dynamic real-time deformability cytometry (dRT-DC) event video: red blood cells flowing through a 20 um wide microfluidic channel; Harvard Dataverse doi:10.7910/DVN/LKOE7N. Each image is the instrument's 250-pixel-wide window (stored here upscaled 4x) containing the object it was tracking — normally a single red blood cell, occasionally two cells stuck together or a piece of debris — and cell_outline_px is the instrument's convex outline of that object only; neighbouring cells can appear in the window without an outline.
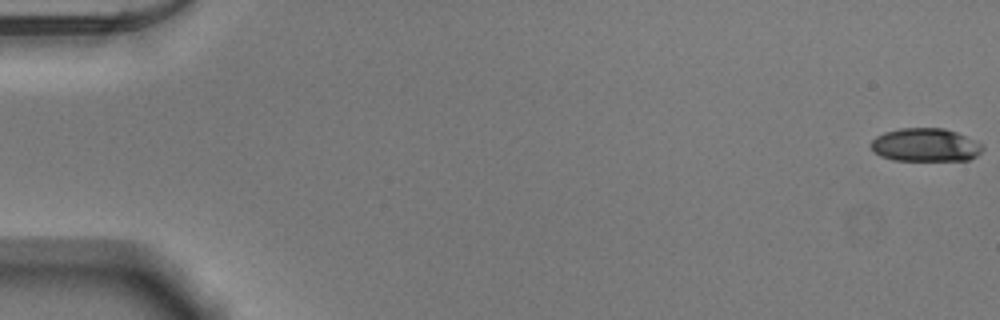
{"species": "Egyptian fruit bat (a non-hibernating species)", "species_latin": "Rousettus aegyptiacus", "temperature_condition": "warm", "stored_images_in_passage": 49, "camera_frame_rate_fps": 3000, "um_per_image_px": 0.085, "animal": {"sex": "male"}, "frame": {"image": 1, "passage_image": 1, "time_ms": 0.0, "image_size_px": [1000, 320], "cell_outline_px": [[984, 148], [976, 156], [968, 160], [892, 160], [880, 156], [872, 152], [868, 144], [876, 136], [884, 132], [900, 128], [944, 128], [956, 132], [976, 140], [984, 144]], "centroid_in_image_um": [78.63, 12.32], "position_along_channel_um": 6.4, "area_um2": 21.96}}
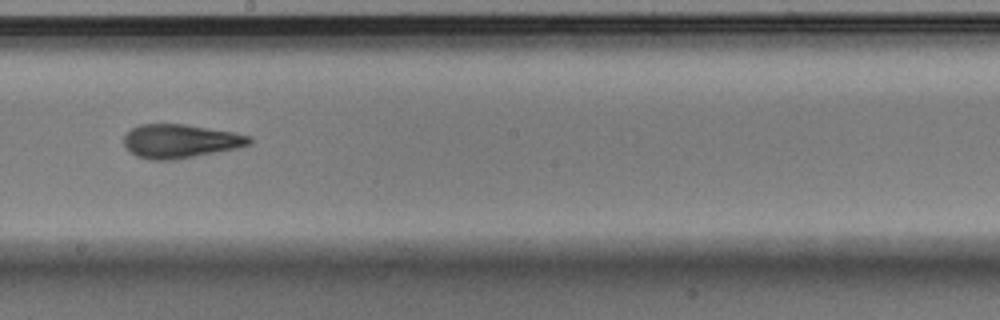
{"frame": {"image": 2, "passage_image": 31, "time_ms": 10.0, "image_size_px": [1000, 320], "cell_outline_px": [[252, 144], [236, 148], [172, 160], [148, 160], [136, 156], [128, 152], [124, 148], [124, 136], [132, 128], [140, 124], [184, 124], [232, 132], [252, 136]], "centroid_in_image_um": [15.28, 12.0], "position_along_channel_um": 232.9, "area_um2": 24.68}}
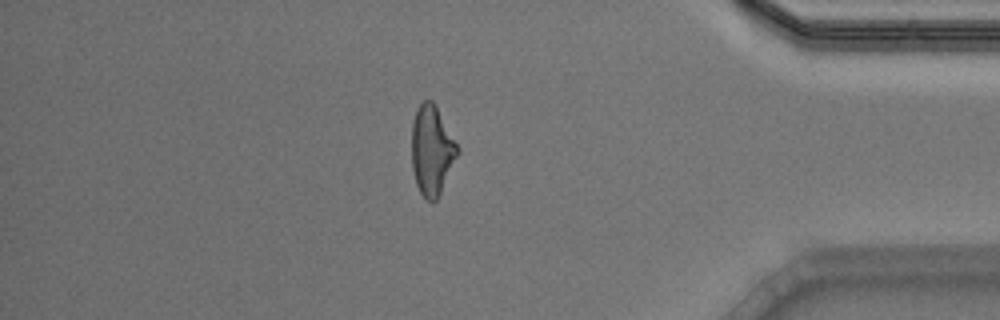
{"frame": {"image": 3, "passage_image": 46, "time_ms": 15.0, "image_size_px": [1000, 320], "cell_outline_px": [[460, 152], [436, 200], [428, 200], [420, 192], [416, 184], [412, 168], [412, 124], [416, 108], [424, 100], [432, 100], [436, 104], [460, 148]], "centroid_in_image_um": [36.72, 12.72], "position_along_channel_um": 398.5, "area_um2": 23.99}}